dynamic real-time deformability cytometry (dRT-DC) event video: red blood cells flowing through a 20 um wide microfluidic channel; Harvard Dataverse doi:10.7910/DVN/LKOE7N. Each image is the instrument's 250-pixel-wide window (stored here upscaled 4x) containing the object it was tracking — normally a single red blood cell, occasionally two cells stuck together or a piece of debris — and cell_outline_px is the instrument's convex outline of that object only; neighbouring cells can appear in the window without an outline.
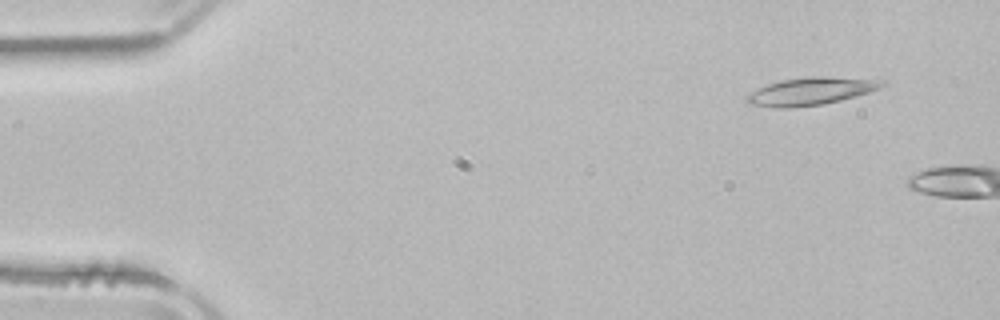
{"species": "common noctule bat (a hibernating species)", "species_latin": "Nyctalus noctula", "temperature_condition": "room temperature", "stored_images_in_passage": 2, "camera_frame_rate_fps": 3000, "um_per_image_px": 0.085, "animal": {"sex": "male", "body_mass_g": 21.5, "forearm_length_mm": 52.0}, "frame": {"image": 1, "passage_image": 1, "time_ms": 0.0, "image_size_px": [1000, 320], "cell_outline_px": [[888, 84], [880, 88], [856, 96], [824, 104], [788, 108], [776, 108], [748, 104], [744, 100], [744, 96], [768, 84], [780, 80], [808, 76], [824, 76], [884, 80]], "centroid_in_image_um": [68.91, 7.75], "position_along_channel_um": 16.1, "area_um2": 21.91}}